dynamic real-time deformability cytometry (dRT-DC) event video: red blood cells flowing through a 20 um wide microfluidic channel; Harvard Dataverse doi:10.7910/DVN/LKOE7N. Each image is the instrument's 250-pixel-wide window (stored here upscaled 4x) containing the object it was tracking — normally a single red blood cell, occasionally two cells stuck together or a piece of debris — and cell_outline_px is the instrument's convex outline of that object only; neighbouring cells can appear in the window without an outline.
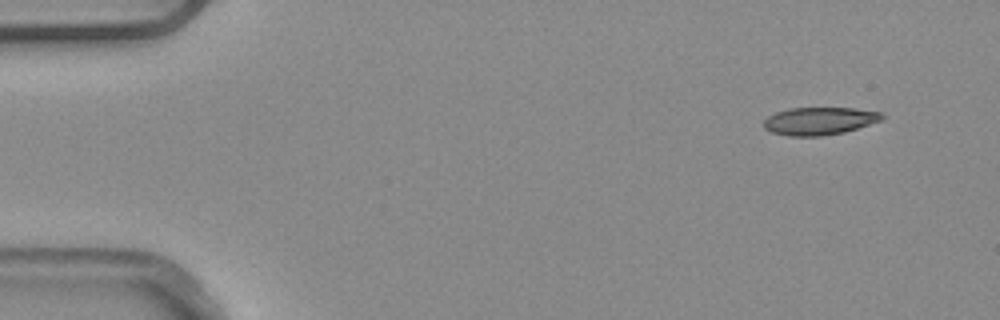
{"species": "common noctule bat (a hibernating species)", "species_latin": "Nyctalus noctula", "temperature_condition": "warm", "stored_images_in_passage": 4, "camera_frame_rate_fps": 3000, "um_per_image_px": 0.085, "animal": {"sex": "male", "body_mass_g": 20.4}, "frame": {"image": 1, "passage_image": 1, "time_ms": 0.0, "image_size_px": [1000, 320], "cell_outline_px": [[884, 120], [844, 132], [820, 136], [788, 136], [772, 132], [764, 128], [764, 120], [768, 116], [776, 112], [792, 108], [856, 108], [880, 112], [884, 116]], "centroid_in_image_um": [69.67, 10.28], "position_along_channel_um": 15.3, "area_um2": 19.07}}
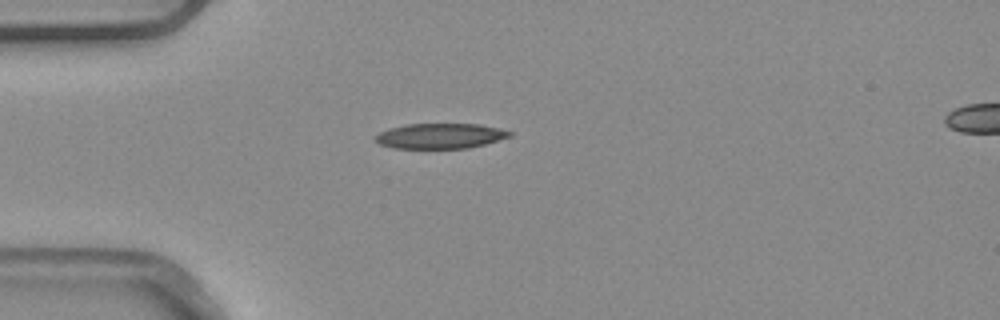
{"frame": {"image": 2, "passage_image": 3, "time_ms": 0.667, "image_size_px": [1000, 320], "cell_outline_px": [[512, 136], [484, 144], [468, 148], [392, 148], [380, 144], [376, 140], [376, 136], [380, 132], [388, 128], [408, 124], [480, 124], [512, 132]], "centroid_in_image_um": [37.41, 11.55], "position_along_channel_um": 47.6, "area_um2": 19.54}}